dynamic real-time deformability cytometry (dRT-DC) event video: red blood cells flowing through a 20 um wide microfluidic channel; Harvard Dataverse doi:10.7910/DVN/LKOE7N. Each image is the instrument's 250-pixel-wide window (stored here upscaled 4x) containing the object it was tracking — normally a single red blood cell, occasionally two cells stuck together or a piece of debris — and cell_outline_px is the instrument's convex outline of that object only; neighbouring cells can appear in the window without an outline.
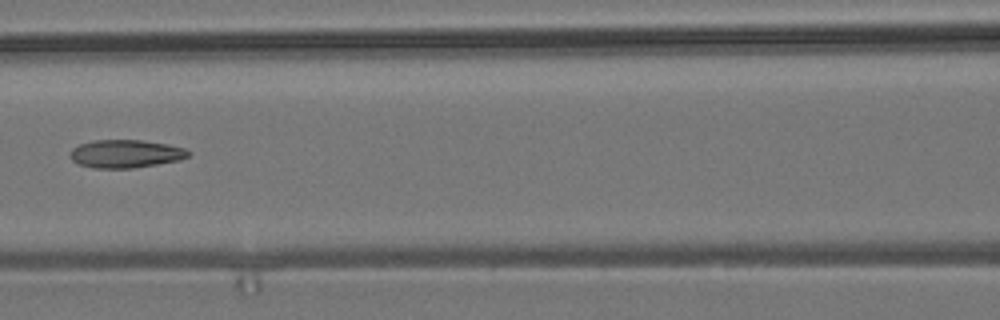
{"species": "common noctule bat (a hibernating species)", "species_latin": "Nyctalus noctula", "temperature_condition": "room temperature", "stored_images_in_passage": 6, "camera_frame_rate_fps": 3000, "um_per_image_px": 0.085, "animal": {"sex": "male", "body_mass_g": 19.2, "forearm_length_mm": 51.8}, "frame": {"image": 1, "passage_image": 6, "time_ms": 6.0, "image_size_px": [1000, 320], "cell_outline_px": [[192, 152], [188, 156], [180, 160], [132, 168], [92, 168], [80, 164], [72, 160], [72, 148], [80, 144], [92, 140], [140, 140], [168, 144], [184, 148]], "centroid_in_image_um": [10.7, 13.06], "position_along_channel_um": 155.9, "area_um2": 19.19}}